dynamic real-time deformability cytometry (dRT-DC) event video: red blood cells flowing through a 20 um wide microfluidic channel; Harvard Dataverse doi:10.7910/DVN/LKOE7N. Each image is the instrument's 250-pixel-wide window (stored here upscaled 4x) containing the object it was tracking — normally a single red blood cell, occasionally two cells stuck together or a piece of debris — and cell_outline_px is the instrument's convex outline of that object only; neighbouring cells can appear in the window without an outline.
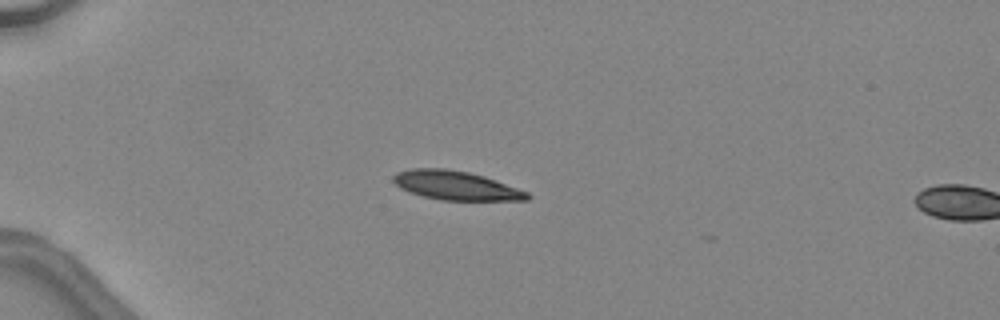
{"species": "common noctule bat (a hibernating species)", "species_latin": "Nyctalus noctula", "temperature_condition": "warm", "stored_images_in_passage": 16, "camera_frame_rate_fps": 3000, "um_per_image_px": 0.085, "animal": {"sex": "female", "body_mass_g": 24.6, "forearm_length_mm": 56.2}, "frame": {"image": 1, "passage_image": 14, "time_ms": 4.333, "image_size_px": [1000, 320], "cell_outline_px": [[532, 196], [528, 200], [440, 200], [408, 192], [400, 188], [392, 180], [392, 176], [396, 172], [412, 168], [444, 168], [468, 172], [484, 176], [528, 192]], "centroid_in_image_um": [38.72, 15.76], "position_along_channel_um": 46.3, "area_um2": 22.6}}